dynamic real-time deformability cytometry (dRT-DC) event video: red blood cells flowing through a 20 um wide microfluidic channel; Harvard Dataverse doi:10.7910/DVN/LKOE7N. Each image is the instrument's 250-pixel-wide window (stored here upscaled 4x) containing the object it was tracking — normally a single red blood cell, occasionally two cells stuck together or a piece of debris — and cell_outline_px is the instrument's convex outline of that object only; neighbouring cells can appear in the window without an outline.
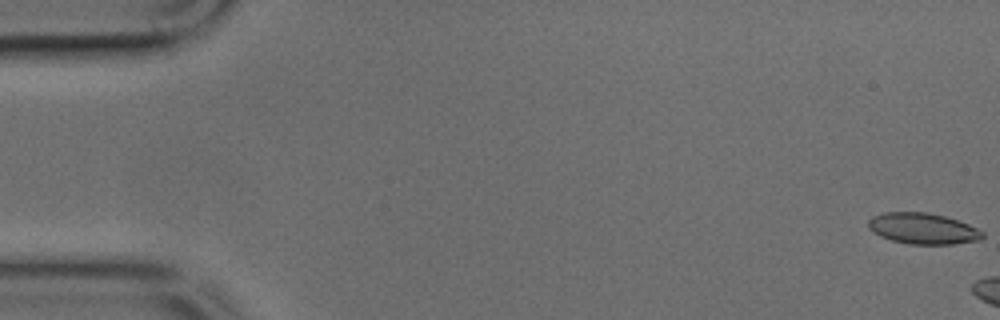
{"species": "common noctule bat (a hibernating species)", "species_latin": "Nyctalus noctula", "temperature_condition": "cold", "stored_images_in_passage": 6, "camera_frame_rate_fps": 3000, "um_per_image_px": 0.085, "animal": {"sex": "male", "body_mass_g": 17.9, "forearm_length_mm": 54.2}, "frame": {"image": 1, "passage_image": 1, "time_ms": 0.0, "image_size_px": [1000, 320], "cell_outline_px": [[984, 236], [980, 240], [952, 244], [908, 244], [892, 240], [880, 236], [868, 228], [868, 220], [872, 216], [884, 212], [928, 212], [944, 216], [968, 224], [984, 232]], "centroid_in_image_um": [78.43, 19.42], "position_along_channel_um": 6.6, "area_um2": 20.63}}